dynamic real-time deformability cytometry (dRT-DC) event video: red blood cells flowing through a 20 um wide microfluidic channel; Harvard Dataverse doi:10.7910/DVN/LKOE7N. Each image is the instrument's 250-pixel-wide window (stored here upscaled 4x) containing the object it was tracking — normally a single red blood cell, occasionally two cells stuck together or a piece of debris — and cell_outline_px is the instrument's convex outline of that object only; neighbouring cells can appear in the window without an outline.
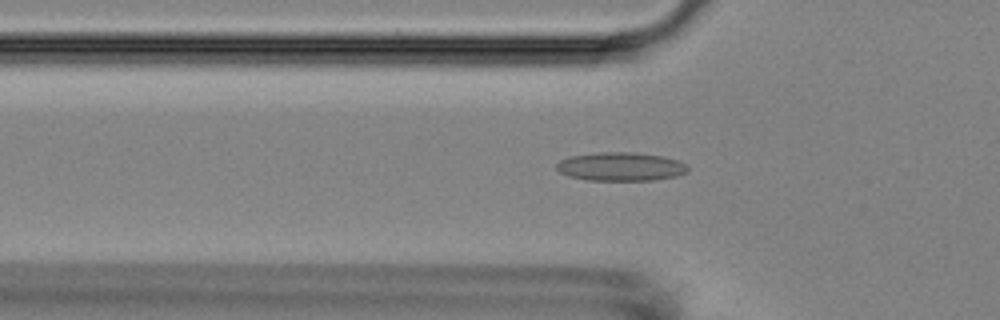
{"species": "Egyptian fruit bat (a non-hibernating species)", "species_latin": "Rousettus aegyptiacus", "temperature_condition": "room temperature", "stored_images_in_passage": 54, "camera_frame_rate_fps": 3000, "um_per_image_px": 0.085, "animal": {"sex": "female"}, "frame": {"image": 1, "passage_image": 18, "time_ms": 5.667, "image_size_px": [1000, 320], "cell_outline_px": [[688, 172], [676, 176], [652, 180], [588, 180], [568, 176], [560, 172], [556, 168], [556, 164], [560, 160], [568, 156], [600, 152], [632, 152], [664, 156], [680, 160], [688, 168]], "centroid_in_image_um": [52.76, 14.15], "position_along_channel_um": 73.0, "area_um2": 21.96}}
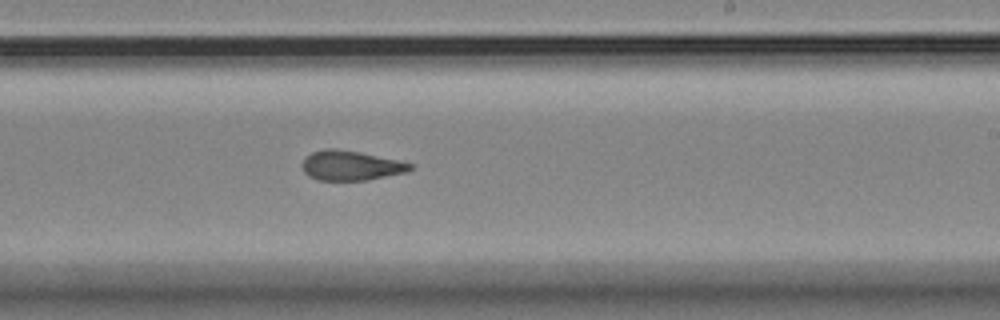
{"frame": {"image": 2, "passage_image": 33, "time_ms": 10.667, "image_size_px": [1000, 320], "cell_outline_px": [[412, 168], [408, 172], [368, 180], [316, 180], [308, 176], [304, 172], [304, 160], [312, 152], [324, 148], [336, 148], [360, 152], [400, 160], [412, 164]], "centroid_in_image_um": [29.85, 14.07], "position_along_channel_um": 259.1, "area_um2": 18.73}}
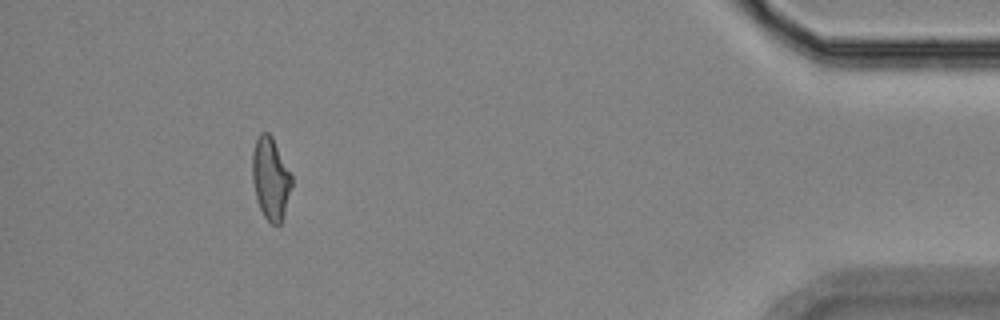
{"frame": {"image": 3, "passage_image": 50, "time_ms": 16.333, "image_size_px": [1000, 320], "cell_outline_px": [[292, 184], [284, 212], [280, 224], [272, 224], [264, 216], [260, 208], [256, 196], [252, 180], [252, 152], [256, 140], [260, 132], [268, 132], [272, 136], [292, 176]], "centroid_in_image_um": [22.99, 15.14], "position_along_channel_um": 412.2, "area_um2": 18.61}, "authors_computed_cell_mechanics": {"area_um2": 19.5942, "velocity_mm_per_s": 3.6984, "shape_relaxation_time_tau1_ms": null, "shape_relaxation_time_tau2_ms": 3.1723, "deformation_change_tau1": null, "deformation_change_tau2": 0.1166}}